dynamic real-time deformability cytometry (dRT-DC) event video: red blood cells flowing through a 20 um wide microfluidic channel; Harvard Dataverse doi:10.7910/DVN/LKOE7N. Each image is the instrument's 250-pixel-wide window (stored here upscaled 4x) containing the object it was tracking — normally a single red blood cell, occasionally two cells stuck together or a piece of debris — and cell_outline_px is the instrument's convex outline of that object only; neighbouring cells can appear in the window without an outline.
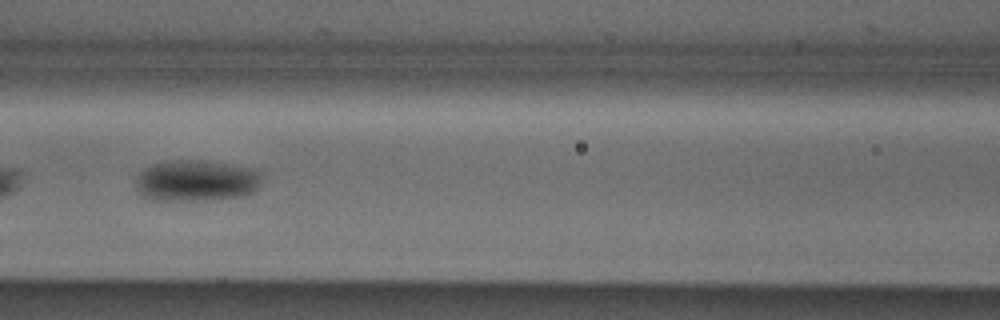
{"species": "Egyptian fruit bat (a non-hibernating species)", "species_latin": "Rousettus aegyptiacus", "temperature_condition": "cold", "stored_images_in_passage": 31, "camera_frame_rate_fps": 3000, "um_per_image_px": 0.085, "animal": {"sex": "male"}, "frame": {"image": 1, "passage_image": 22, "time_ms": 7.0, "image_size_px": [1000, 320], "cell_outline_px": [[264, 172], [260, 184], [256, 192], [244, 196], [204, 200], [152, 200], [140, 196], [136, 188], [136, 176], [144, 168], [152, 164], [168, 160], [200, 160], [264, 168]], "centroid_in_image_um": [16.76, 15.34], "position_along_channel_um": 149.8, "area_um2": 31.39}}